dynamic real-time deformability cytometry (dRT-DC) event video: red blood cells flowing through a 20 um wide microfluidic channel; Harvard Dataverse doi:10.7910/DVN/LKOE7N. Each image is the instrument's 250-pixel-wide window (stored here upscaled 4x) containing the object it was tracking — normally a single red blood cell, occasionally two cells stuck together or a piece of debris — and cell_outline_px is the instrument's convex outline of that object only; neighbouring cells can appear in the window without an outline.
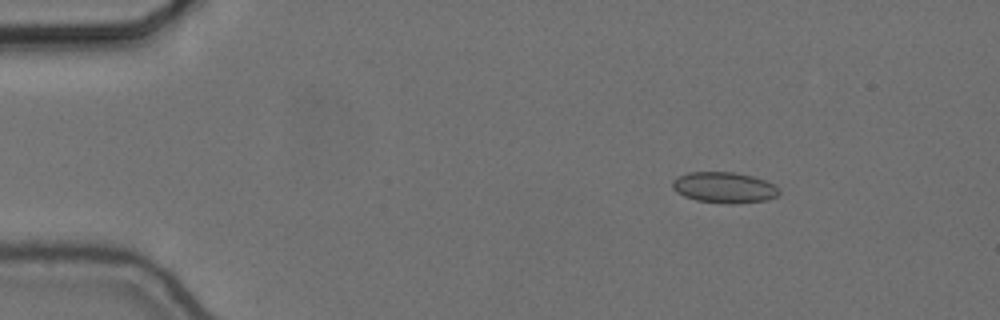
{"species": "common noctule bat (a hibernating species)", "species_latin": "Nyctalus noctula", "temperature_condition": "cold", "stored_images_in_passage": 56, "camera_frame_rate_fps": 3000, "um_per_image_px": 0.085, "animal": {"sex": "female", "body_mass_g": 24.6, "forearm_length_mm": 56.2}, "frame": {"image": 1, "passage_image": 8, "time_ms": 2.333, "image_size_px": [1000, 320], "cell_outline_px": [[780, 192], [776, 196], [768, 200], [732, 204], [696, 200], [684, 196], [676, 192], [672, 188], [672, 180], [688, 172], [732, 172], [752, 176], [776, 184]], "centroid_in_image_um": [61.56, 15.94], "position_along_channel_um": 23.4, "area_um2": 19.19}}
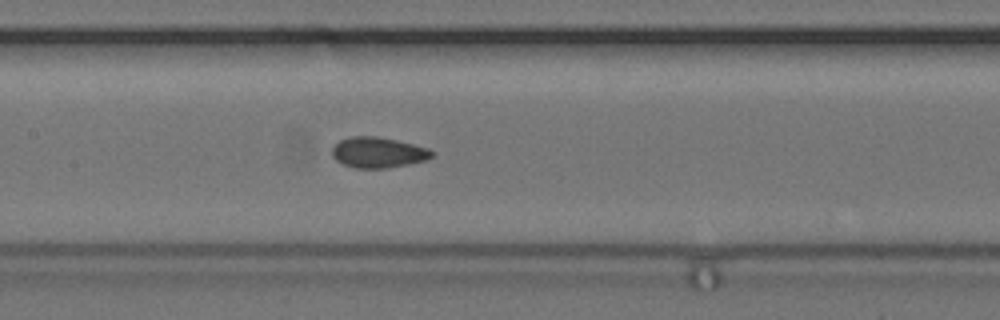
{"frame": {"image": 2, "passage_image": 27, "time_ms": 8.667, "image_size_px": [1000, 320], "cell_outline_px": [[436, 152], [432, 156], [424, 160], [408, 164], [388, 168], [356, 168], [344, 164], [336, 160], [332, 156], [332, 148], [340, 140], [352, 136], [376, 136], [396, 140], [428, 148]], "centroid_in_image_um": [32.13, 12.96], "position_along_channel_um": 175.3, "area_um2": 17.69}}
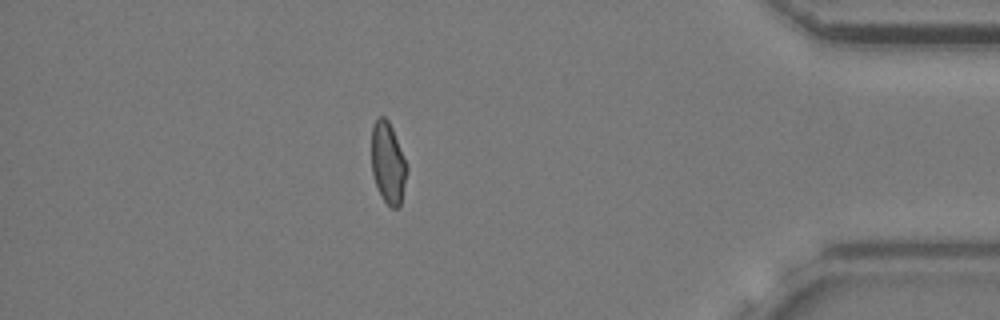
{"frame": {"image": 3, "passage_image": 49, "time_ms": 16.0, "image_size_px": [1000, 320], "cell_outline_px": [[408, 168], [400, 204], [396, 208], [392, 208], [384, 200], [376, 184], [372, 172], [372, 124], [380, 116], [384, 116], [388, 120], [392, 128]], "centroid_in_image_um": [32.97, 13.82], "position_along_channel_um": 402.2, "area_um2": 16.36}, "authors_computed_cell_mechanics": {"area_um2": 17.8313, "velocity_mm_per_s": 3.6636, "shape_relaxation_time_tau1_ms": null, "shape_relaxation_time_tau2_ms": 1.381, "deformation_change_tau1": null, "deformation_change_tau2": 0.0558}}